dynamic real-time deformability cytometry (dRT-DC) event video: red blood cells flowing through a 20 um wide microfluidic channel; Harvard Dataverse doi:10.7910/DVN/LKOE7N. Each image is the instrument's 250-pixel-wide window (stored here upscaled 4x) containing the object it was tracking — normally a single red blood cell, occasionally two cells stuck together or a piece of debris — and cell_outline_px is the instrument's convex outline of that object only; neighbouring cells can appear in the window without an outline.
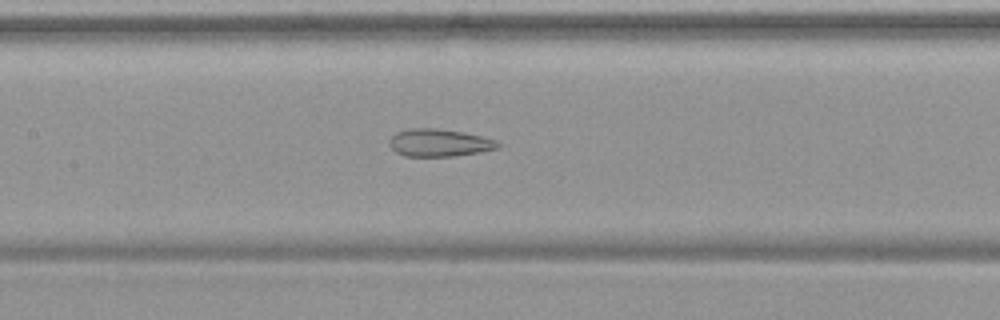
{"species": "common noctule bat (a hibernating species)", "species_latin": "Nyctalus noctula", "temperature_condition": "warm", "stored_images_in_passage": 54, "camera_frame_rate_fps": 3000, "um_per_image_px": 0.085, "animal": {"sex": "female", "body_mass_g": 19.9}, "frame": {"image": 1, "passage_image": 26, "time_ms": 8.333, "image_size_px": [1000, 320], "cell_outline_px": [[500, 148], [480, 152], [456, 156], [404, 156], [396, 152], [388, 144], [388, 140], [396, 132], [408, 128], [436, 128], [464, 132], [484, 136], [496, 140], [500, 144]], "centroid_in_image_um": [37.34, 12.13], "position_along_channel_um": 170.1, "area_um2": 17.69}}
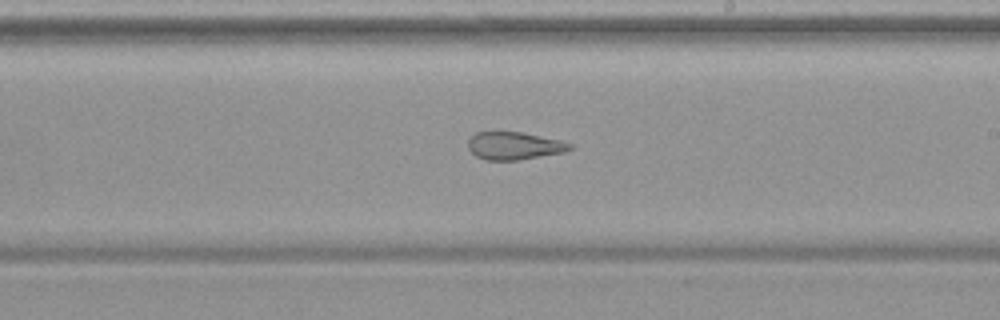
{"frame": {"image": 2, "passage_image": 32, "time_ms": 10.333, "image_size_px": [1000, 320], "cell_outline_px": [[572, 148], [564, 152], [516, 160], [484, 160], [476, 156], [468, 148], [468, 140], [476, 132], [524, 132], [560, 140], [572, 144]], "centroid_in_image_um": [43.69, 12.39], "position_along_channel_um": 245.3, "area_um2": 16.36}}
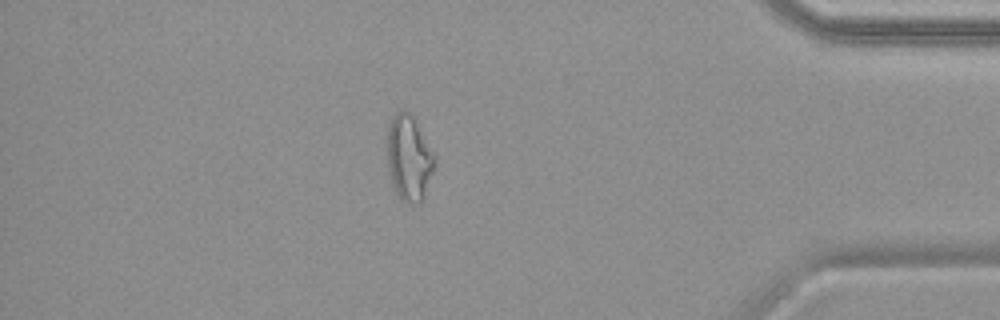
{"frame": {"image": 3, "passage_image": 47, "time_ms": 15.333, "image_size_px": [1000, 320], "cell_outline_px": [[436, 160], [424, 196], [420, 204], [408, 204], [400, 200], [392, 184], [388, 172], [388, 124], [392, 116], [396, 112], [404, 108], [412, 116], [436, 156]], "centroid_in_image_um": [34.75, 13.45], "position_along_channel_um": 400.4, "area_um2": 23.64}, "authors_computed_cell_mechanics": {"area_um2": 23.7558, "velocity_mm_per_s": 3.7951, "shape_relaxation_time_tau1_ms": null, "shape_relaxation_time_tau2_ms": 1.6955, "deformation_change_tau1": null, "deformation_change_tau2": 0.1072}}